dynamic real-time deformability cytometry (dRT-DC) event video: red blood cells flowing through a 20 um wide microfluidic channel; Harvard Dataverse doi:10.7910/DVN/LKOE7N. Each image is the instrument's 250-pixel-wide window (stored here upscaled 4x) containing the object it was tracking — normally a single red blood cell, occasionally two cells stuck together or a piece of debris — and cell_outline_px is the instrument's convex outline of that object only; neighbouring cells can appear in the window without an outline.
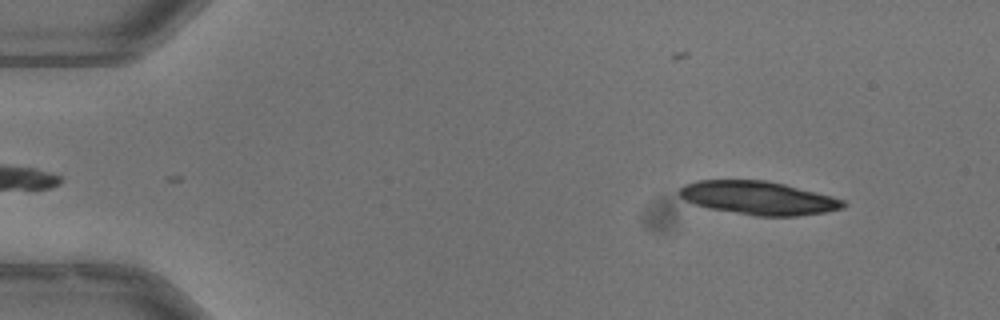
{"species": "common noctule bat (a hibernating species)", "species_latin": "Nyctalus noctula", "temperature_condition": "warm", "stored_images_in_passage": 50, "camera_frame_rate_fps": 3000, "um_per_image_px": 0.085, "animal": {"sex": "male", "body_mass_g": 13.3}, "frame": {"image": 1, "passage_image": 5, "time_ms": 1.333, "image_size_px": [1000, 320], "cell_outline_px": [[848, 204], [844, 208], [824, 212], [796, 216], [756, 216], [708, 208], [696, 204], [680, 196], [676, 192], [684, 184], [696, 180], [764, 180], [784, 184], [832, 196], [844, 200]], "centroid_in_image_um": [64.46, 16.82], "position_along_channel_um": 20.5, "area_um2": 31.85}}
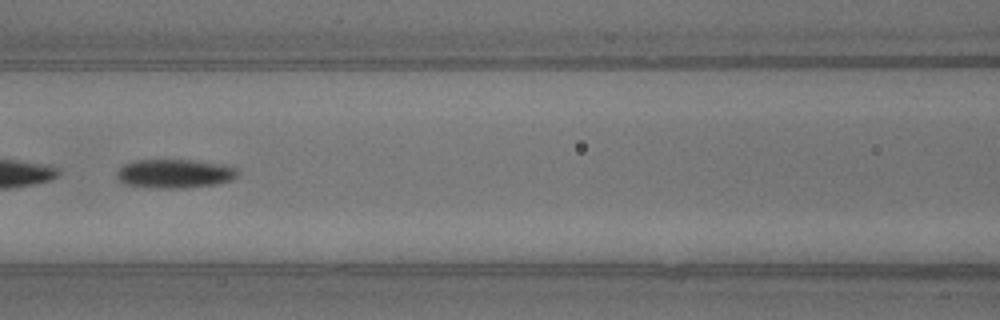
{"frame": {"image": 2, "passage_image": 23, "time_ms": 7.333, "image_size_px": [1000, 320], "cell_outline_px": [[236, 176], [232, 180], [212, 184], [180, 188], [152, 188], [124, 184], [116, 176], [116, 172], [124, 164], [136, 160], [196, 160], [232, 164], [236, 168]], "centroid_in_image_um": [14.86, 14.74], "position_along_channel_um": 151.7, "area_um2": 20.46}, "authors_computed_cell_mechanics": {"area_um2": 21.2993, "velocity_mm_per_s": 3.9841, "shape_relaxation_time_tau1_ms": 4.1097, "shape_relaxation_time_tau2_ms": 7.2896, "deformation_change_tau1": 0.1619, "deformation_change_tau2": 0.1399}}